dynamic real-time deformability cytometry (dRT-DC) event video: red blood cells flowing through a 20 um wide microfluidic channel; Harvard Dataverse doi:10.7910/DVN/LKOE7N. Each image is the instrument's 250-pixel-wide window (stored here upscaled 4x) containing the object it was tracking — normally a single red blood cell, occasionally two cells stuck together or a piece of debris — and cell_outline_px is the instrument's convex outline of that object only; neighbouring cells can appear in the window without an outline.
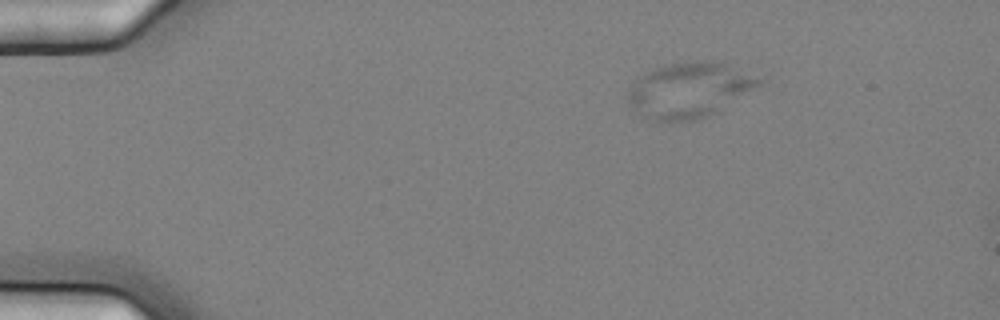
{"species": "common noctule bat (a hibernating species)", "species_latin": "Nyctalus noctula", "temperature_condition": "cold", "stored_images_in_passage": 2, "camera_frame_rate_fps": 3000, "um_per_image_px": 0.085, "animal": {"sex": "female", "body_mass_g": 25.1}, "frame": {"image": 1, "passage_image": 1, "time_ms": 0.0, "image_size_px": [1000, 320], "cell_outline_px": [[764, 80], [760, 84], [708, 116], [700, 120], [672, 124], [656, 120], [644, 116], [636, 112], [628, 104], [628, 92], [636, 76], [656, 68], [668, 64], [692, 60], [708, 60], [724, 64]], "centroid_in_image_um": [58.48, 7.68], "position_along_channel_um": 26.5, "area_um2": 41.96}}